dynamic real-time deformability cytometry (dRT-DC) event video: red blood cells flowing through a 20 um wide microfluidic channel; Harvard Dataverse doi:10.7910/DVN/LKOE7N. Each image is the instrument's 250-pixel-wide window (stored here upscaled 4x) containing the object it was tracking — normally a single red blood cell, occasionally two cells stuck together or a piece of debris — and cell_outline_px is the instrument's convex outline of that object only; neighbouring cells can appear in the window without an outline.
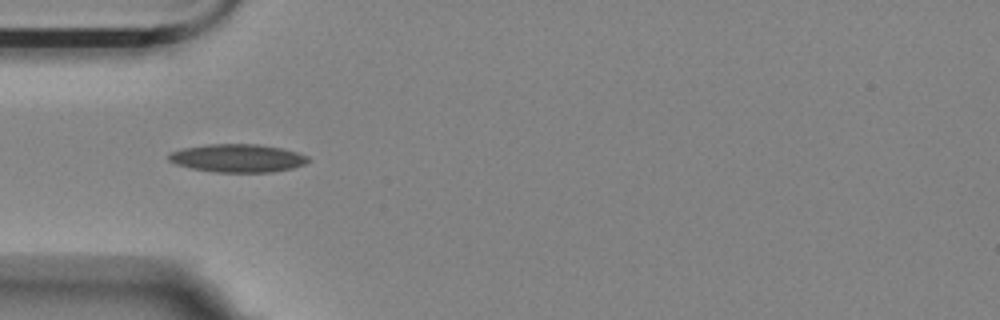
{"species": "Egyptian fruit bat (a non-hibernating species)", "species_latin": "Rousettus aegyptiacus", "temperature_condition": "room temperature", "stored_images_in_passage": 7, "camera_frame_rate_fps": 3000, "um_per_image_px": 0.085, "animal": {"sex": "female"}, "frame": {"image": 1, "passage_image": 2, "time_ms": 0.333, "image_size_px": [1000, 320], "cell_outline_px": [[312, 160], [304, 164], [292, 168], [272, 172], [216, 172], [192, 168], [176, 164], [168, 160], [168, 152], [184, 148], [208, 144], [256, 144], [280, 148], [296, 152], [308, 156]], "centroid_in_image_um": [20.19, 13.44], "position_along_channel_um": 64.8, "area_um2": 22.77}}
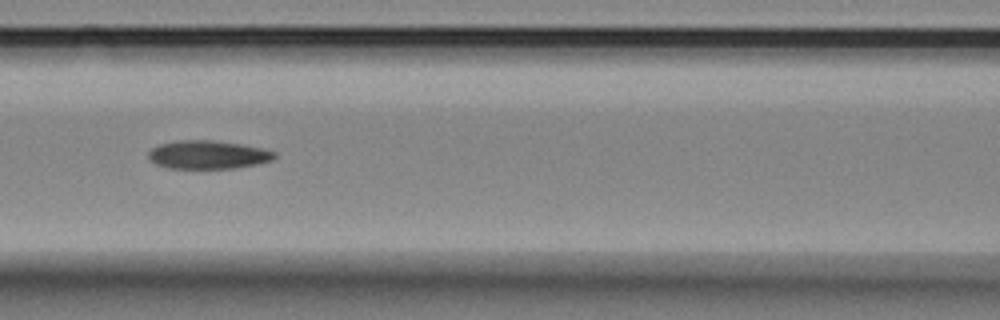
{"frame": {"image": 2, "passage_image": 4, "time_ms": 1.0, "image_size_px": [1000, 320], "cell_outline_px": [[276, 156], [272, 160], [256, 164], [236, 168], [168, 168], [156, 164], [148, 160], [148, 152], [152, 148], [160, 144], [180, 140], [212, 140], [240, 144], [264, 148], [276, 152]], "centroid_in_image_um": [17.67, 13.15], "position_along_channel_um": 148.9, "area_um2": 20.87}}
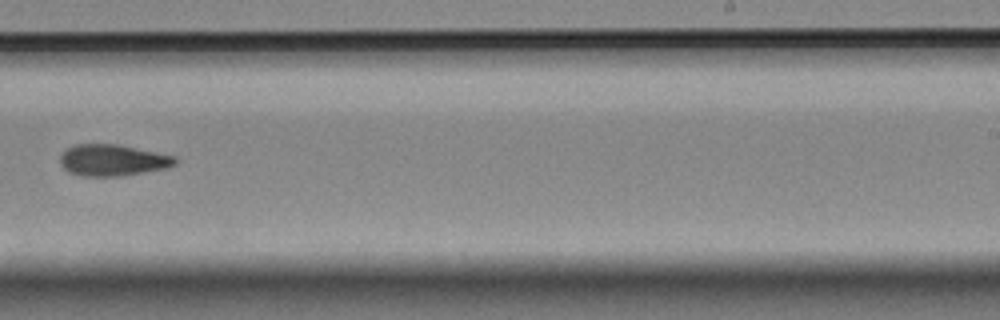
{"frame": {"image": 3, "passage_image": 7, "time_ms": 2.0, "image_size_px": [1000, 320], "cell_outline_px": [[176, 164], [168, 168], [120, 176], [84, 176], [68, 172], [60, 164], [60, 156], [68, 148], [76, 144], [116, 144], [176, 156]], "centroid_in_image_um": [9.58, 13.62], "position_along_channel_um": 279.4, "area_um2": 20.98}}